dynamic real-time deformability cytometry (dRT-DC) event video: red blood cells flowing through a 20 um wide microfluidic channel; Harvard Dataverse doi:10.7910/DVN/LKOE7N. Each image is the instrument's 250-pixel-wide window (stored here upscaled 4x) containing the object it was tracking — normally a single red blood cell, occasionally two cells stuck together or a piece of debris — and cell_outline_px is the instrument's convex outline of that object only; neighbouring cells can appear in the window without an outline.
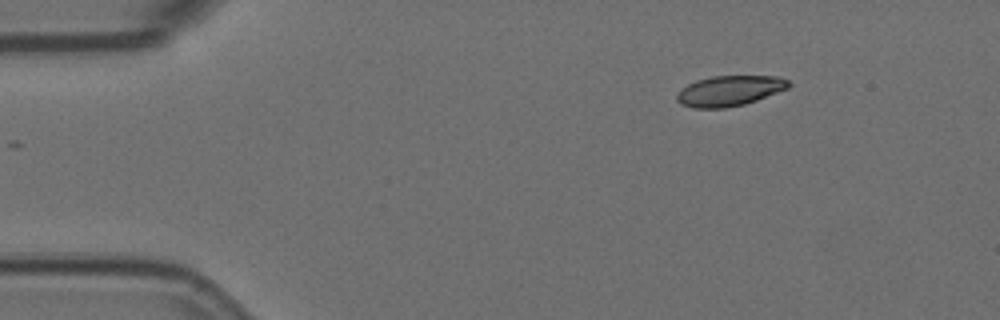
{"species": "Egyptian fruit bat (a non-hibernating species)", "species_latin": "Rousettus aegyptiacus", "temperature_condition": "room temperature", "stored_images_in_passage": 50, "camera_frame_rate_fps": 3000, "um_per_image_px": 0.085, "animal": {"sex": "female"}, "frame": {"image": 1, "passage_image": 1, "time_ms": 0.0, "image_size_px": [1000, 320], "cell_outline_px": [[792, 84], [788, 88], [756, 100], [744, 104], [724, 108], [692, 108], [680, 104], [676, 100], [676, 96], [688, 84], [696, 80], [712, 76], [780, 76], [788, 80]], "centroid_in_image_um": [62.02, 7.71], "position_along_channel_um": 23.0, "area_um2": 19.71}}
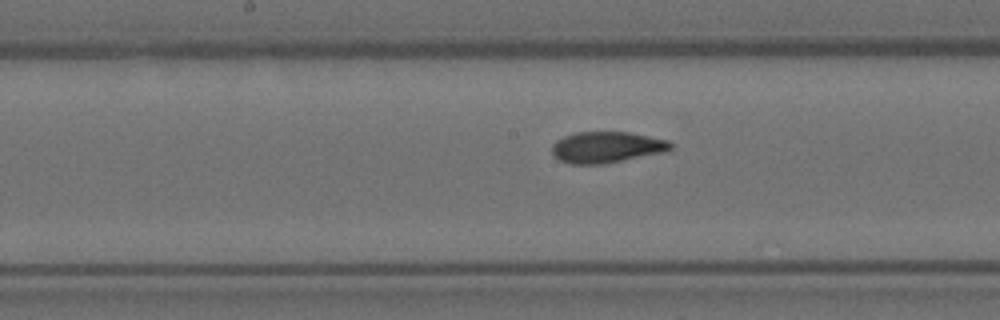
{"frame": {"image": 2, "passage_image": 22, "time_ms": 7.0, "image_size_px": [1000, 320], "cell_outline_px": [[672, 148], [668, 152], [604, 164], [572, 164], [560, 160], [552, 156], [552, 144], [556, 140], [564, 136], [576, 132], [628, 132], [668, 140], [672, 144]], "centroid_in_image_um": [51.57, 12.52], "position_along_channel_um": 196.6, "area_um2": 21.79}}
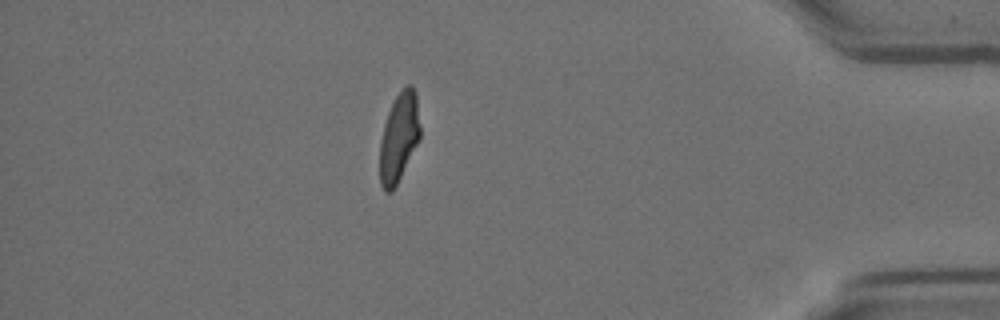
{"frame": {"image": 3, "passage_image": 43, "time_ms": 14.0, "image_size_px": [1000, 320], "cell_outline_px": [[420, 140], [392, 192], [384, 192], [380, 184], [380, 140], [384, 124], [388, 112], [396, 96], [408, 84], [412, 84], [416, 92], [420, 124]], "centroid_in_image_um": [33.92, 11.68], "position_along_channel_um": 401.3, "area_um2": 20.98}, "authors_computed_cell_mechanics": {"area_um2": 21.4727, "velocity_mm_per_s": 3.5373, "shape_relaxation_time_tau1_ms": 9.8641, "shape_relaxation_time_tau2_ms": 1.3268, "deformation_change_tau1": 0.2443, "deformation_change_tau2": 0.0614}}